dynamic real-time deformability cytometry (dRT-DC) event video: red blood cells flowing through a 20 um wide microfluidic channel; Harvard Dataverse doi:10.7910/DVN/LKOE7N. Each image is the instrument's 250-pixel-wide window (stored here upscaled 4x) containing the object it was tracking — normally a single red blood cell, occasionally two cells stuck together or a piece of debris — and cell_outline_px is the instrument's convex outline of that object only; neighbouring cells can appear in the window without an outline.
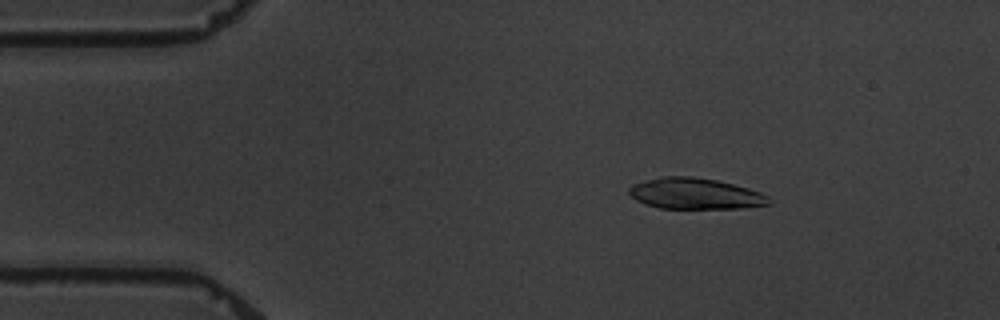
{"species": "common noctule bat (a hibernating species)", "species_latin": "Nyctalus noctula", "temperature_condition": "warm", "stored_images_in_passage": 6, "camera_frame_rate_fps": 3000, "um_per_image_px": 0.085, "animal": {"sex": "male", "body_mass_g": 19.5, "forearm_length_mm": 54.6}, "frame": {"image": 1, "passage_image": 3, "time_ms": 2.333, "image_size_px": [1000, 320], "cell_outline_px": [[772, 204], [744, 208], [660, 208], [644, 204], [636, 200], [628, 192], [628, 188], [632, 184], [644, 180], [660, 176], [692, 176], [716, 180], [748, 188], [760, 192], [768, 196], [772, 200]], "centroid_in_image_um": [59.08, 16.46], "position_along_channel_um": 25.9, "area_um2": 25.49}}
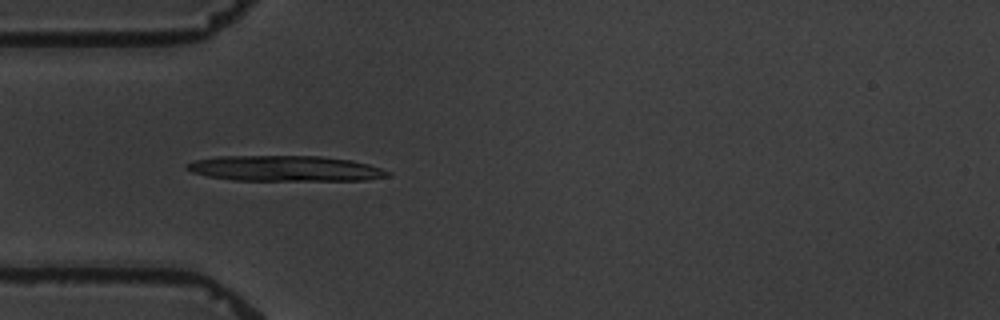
{"frame": {"image": 2, "passage_image": 5, "time_ms": 5.0, "image_size_px": [1000, 320], "cell_outline_px": [[392, 172], [388, 176], [368, 180], [232, 180], [208, 176], [192, 172], [184, 168], [184, 164], [196, 160], [216, 156], [320, 156], [352, 160], [368, 164]], "centroid_in_image_um": [24.21, 14.32], "position_along_channel_um": 60.8, "area_um2": 29.94}}
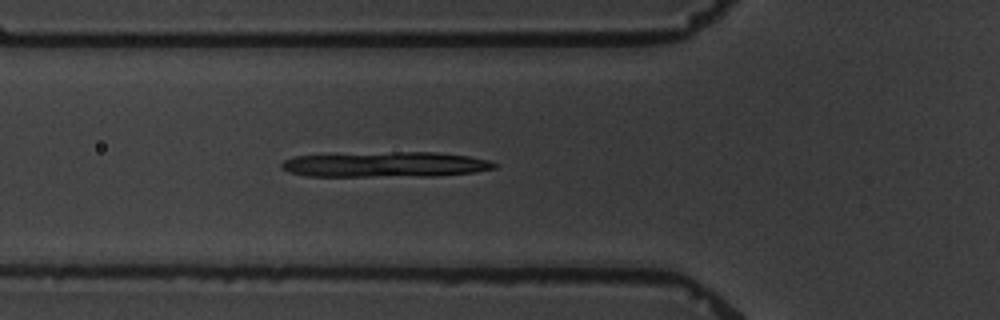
{"frame": {"image": 3, "passage_image": 6, "time_ms": 6.0, "image_size_px": [1000, 320], "cell_outline_px": [[500, 164], [496, 168], [476, 172], [432, 176], [308, 176], [292, 172], [280, 168], [280, 164], [284, 160], [292, 156], [392, 152], [436, 152], [468, 156], [488, 160]], "centroid_in_image_um": [32.81, 13.98], "position_along_channel_um": 93.0, "area_um2": 31.33}}